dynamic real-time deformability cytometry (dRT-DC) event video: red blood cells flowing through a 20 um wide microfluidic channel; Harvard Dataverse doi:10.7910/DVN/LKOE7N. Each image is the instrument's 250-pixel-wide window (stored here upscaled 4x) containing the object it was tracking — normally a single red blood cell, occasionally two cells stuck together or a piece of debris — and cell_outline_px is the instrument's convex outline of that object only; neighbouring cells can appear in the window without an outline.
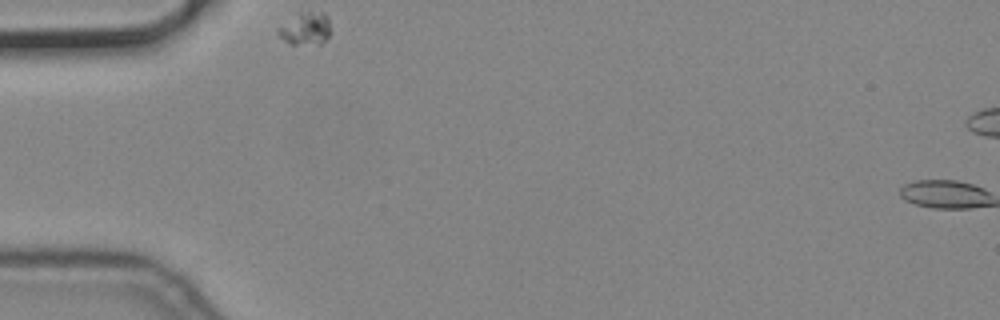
{"species": "common noctule bat (a hibernating species)", "species_latin": "Nyctalus noctula", "temperature_condition": "cold", "stored_images_in_passage": 2, "camera_frame_rate_fps": 3000, "um_per_image_px": 0.085, "animal": {"sex": "male", "body_mass_g": 19.2, "forearm_length_mm": 51.8}, "frame": {"image": 1, "passage_image": 1, "time_ms": 0.0, "image_size_px": [1000, 320], "cell_outline_px": [[328, 36], [320, 44], [288, 44], [276, 32], [276, 28], [296, 12], [324, 12], [328, 16]], "centroid_in_image_um": [25.9, 2.41], "position_along_channel_um": 59.1, "area_um2": 10.06}}